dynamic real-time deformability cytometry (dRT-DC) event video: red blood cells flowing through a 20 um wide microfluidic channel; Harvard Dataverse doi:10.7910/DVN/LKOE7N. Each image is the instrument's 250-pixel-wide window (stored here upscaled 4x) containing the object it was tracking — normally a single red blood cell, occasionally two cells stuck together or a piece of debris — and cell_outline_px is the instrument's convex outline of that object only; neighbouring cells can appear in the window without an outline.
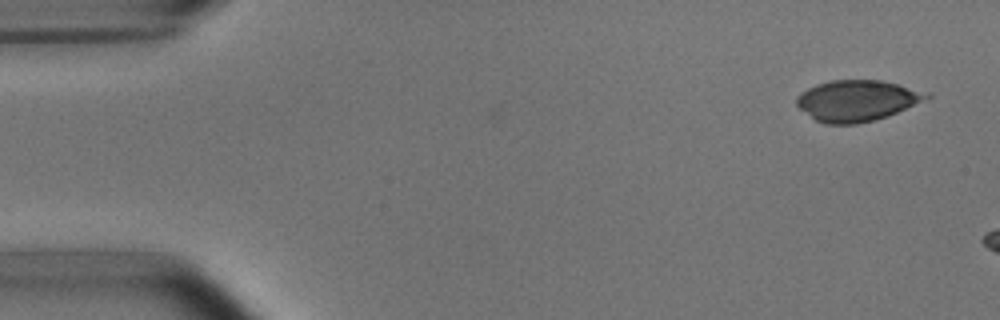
{"species": "common noctule bat (a hibernating species)", "species_latin": "Nyctalus noctula", "temperature_condition": "room temperature", "stored_images_in_passage": 7, "camera_frame_rate_fps": 3000, "um_per_image_px": 0.085, "animal": {"sex": "male", "body_mass_g": 15.6}, "frame": {"image": 1, "passage_image": 1, "time_ms": 0.0, "image_size_px": [1000, 320], "cell_outline_px": [[932, 96], [888, 116], [856, 124], [824, 124], [816, 120], [800, 108], [796, 104], [796, 96], [800, 92], [816, 84], [832, 80], [880, 80], [928, 92]], "centroid_in_image_um": [72.81, 8.55], "position_along_channel_um": 12.2, "area_um2": 30.75}}